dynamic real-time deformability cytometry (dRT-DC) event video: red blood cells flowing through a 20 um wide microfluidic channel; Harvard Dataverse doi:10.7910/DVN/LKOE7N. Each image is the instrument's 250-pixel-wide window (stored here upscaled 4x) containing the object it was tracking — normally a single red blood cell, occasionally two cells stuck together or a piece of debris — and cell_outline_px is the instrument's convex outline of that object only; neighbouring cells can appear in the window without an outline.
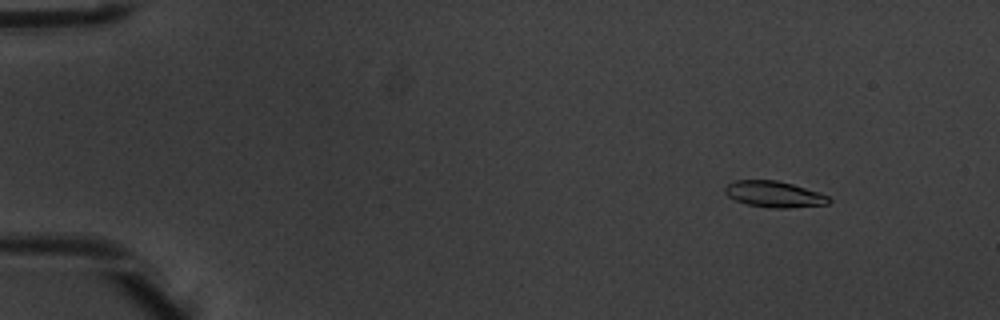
{"species": "common noctule bat (a hibernating species)", "species_latin": "Nyctalus noctula", "temperature_condition": "warm", "stored_images_in_passage": 4, "camera_frame_rate_fps": 3000, "um_per_image_px": 0.085, "animal": {"sex": "male", "body_mass_g": 20.1, "forearm_length_mm": 53.5}, "frame": {"image": 1, "passage_image": 1, "time_ms": 0.0, "image_size_px": [1000, 320], "cell_outline_px": [[832, 200], [828, 204], [788, 208], [772, 208], [748, 204], [736, 200], [728, 196], [724, 192], [724, 188], [728, 184], [736, 180], [776, 180], [792, 184], [820, 192], [828, 196]], "centroid_in_image_um": [65.82, 16.51], "position_along_channel_um": 19.2, "area_um2": 15.78}}
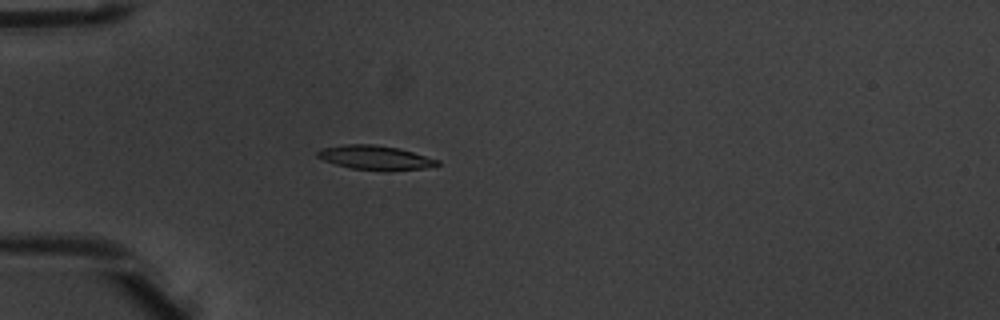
{"frame": {"image": 2, "passage_image": 4, "time_ms": 1.0, "image_size_px": [1000, 320], "cell_outline_px": [[440, 164], [424, 168], [352, 168], [336, 164], [324, 160], [316, 156], [316, 152], [324, 148], [348, 144], [372, 144], [400, 148], [440, 160]], "centroid_in_image_um": [31.88, 13.35], "position_along_channel_um": 53.1, "area_um2": 15.95}}